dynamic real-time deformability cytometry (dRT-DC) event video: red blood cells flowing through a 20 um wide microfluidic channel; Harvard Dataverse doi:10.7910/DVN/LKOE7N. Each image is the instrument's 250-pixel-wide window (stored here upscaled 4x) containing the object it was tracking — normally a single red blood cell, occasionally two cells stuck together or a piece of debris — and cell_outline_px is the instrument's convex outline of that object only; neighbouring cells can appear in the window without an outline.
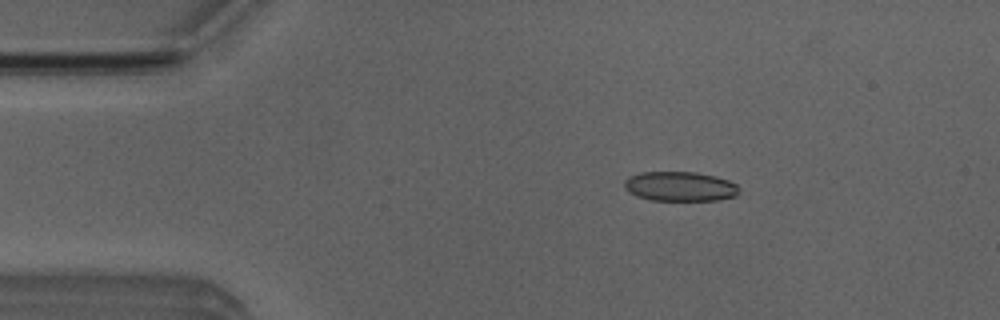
{"species": "Egyptian fruit bat (a non-hibernating species)", "species_latin": "Rousettus aegyptiacus", "temperature_condition": "room temperature", "stored_images_in_passage": 27, "camera_frame_rate_fps": 3000, "um_per_image_px": 0.085, "animal": {"sex": "male"}, "frame": {"image": 1, "passage_image": 6, "time_ms": 1.667, "image_size_px": [1000, 320], "cell_outline_px": [[740, 192], [736, 196], [716, 200], [652, 200], [636, 196], [628, 192], [624, 188], [624, 180], [628, 176], [640, 172], [696, 172], [716, 176], [728, 180], [736, 184], [740, 188]], "centroid_in_image_um": [57.79, 15.84], "position_along_channel_um": 27.2, "area_um2": 20.0}}
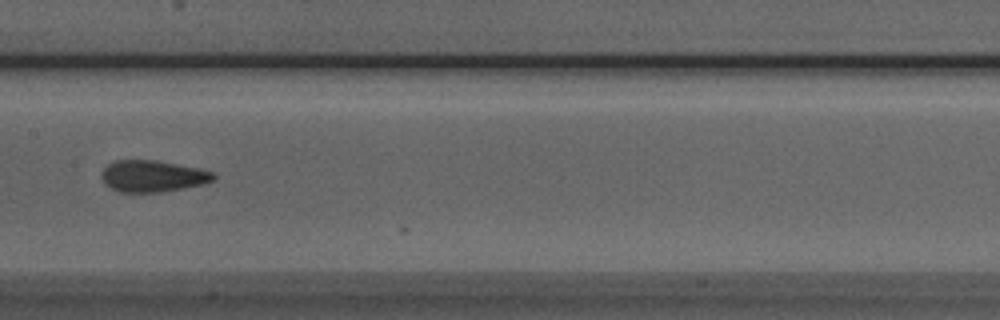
{"frame": {"image": 2, "passage_image": 23, "time_ms": 7.333, "image_size_px": [1000, 320], "cell_outline_px": [[216, 176], [212, 180], [204, 184], [184, 188], [160, 192], [120, 192], [104, 184], [100, 176], [104, 168], [112, 160], [156, 160], [200, 168], [216, 172]], "centroid_in_image_um": [12.98, 14.96], "position_along_channel_um": 194.4, "area_um2": 20.81}}
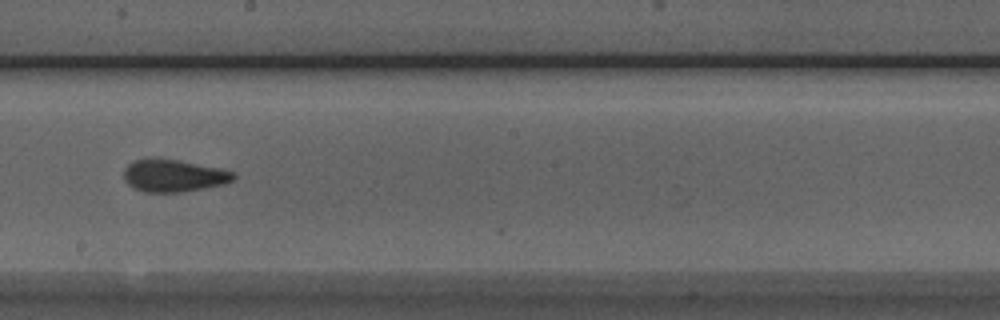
{"frame": {"image": 3, "passage_image": 26, "time_ms": 8.333, "image_size_px": [1000, 320], "cell_outline_px": [[236, 176], [232, 180], [224, 184], [204, 188], [180, 192], [144, 192], [132, 188], [124, 180], [124, 168], [132, 160], [152, 156], [156, 156], [180, 160], [224, 168], [236, 172]], "centroid_in_image_um": [14.74, 14.89], "position_along_channel_um": 233.5, "area_um2": 21.44}}